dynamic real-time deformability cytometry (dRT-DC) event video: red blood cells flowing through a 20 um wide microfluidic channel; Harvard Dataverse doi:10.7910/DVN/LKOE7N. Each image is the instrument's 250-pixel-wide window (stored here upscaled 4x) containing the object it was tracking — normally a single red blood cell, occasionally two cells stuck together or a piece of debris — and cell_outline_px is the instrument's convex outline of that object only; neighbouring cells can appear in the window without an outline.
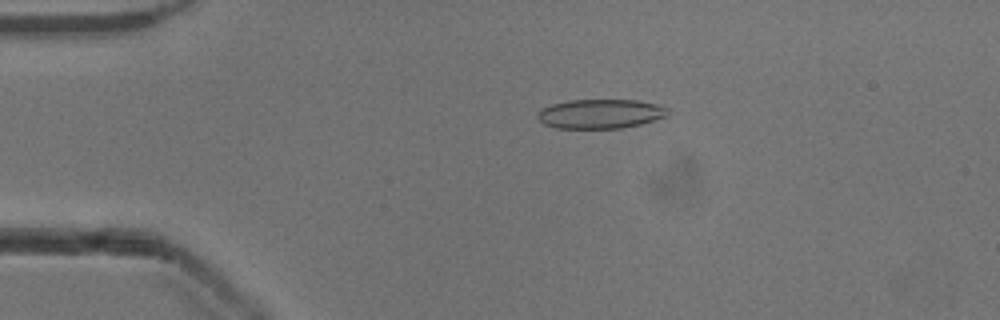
{"species": "common noctule bat (a hibernating species)", "species_latin": "Nyctalus noctula", "temperature_condition": "cold", "stored_images_in_passage": 52, "camera_frame_rate_fps": 3000, "um_per_image_px": 0.085, "animal": {"sex": "male", "body_mass_g": 13.3}, "frame": {"image": 1, "passage_image": 11, "time_ms": 3.333, "image_size_px": [1000, 320], "cell_outline_px": [[668, 116], [640, 124], [620, 128], [556, 128], [544, 124], [536, 116], [536, 112], [552, 104], [568, 100], [636, 100], [656, 104], [668, 108]], "centroid_in_image_um": [51.02, 9.67], "position_along_channel_um": 34.0, "area_um2": 22.2}}
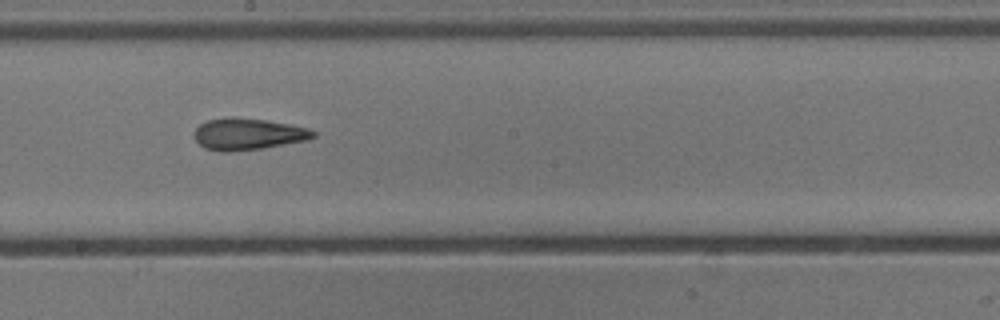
{"frame": {"image": 2, "passage_image": 29, "time_ms": 9.333, "image_size_px": [1000, 320], "cell_outline_px": [[316, 136], [308, 140], [264, 148], [232, 152], [220, 152], [204, 148], [192, 136], [196, 128], [200, 124], [208, 120], [232, 116], [264, 120], [288, 124], [308, 128], [316, 132]], "centroid_in_image_um": [21.06, 11.41], "position_along_channel_um": 227.1, "area_um2": 22.14}}
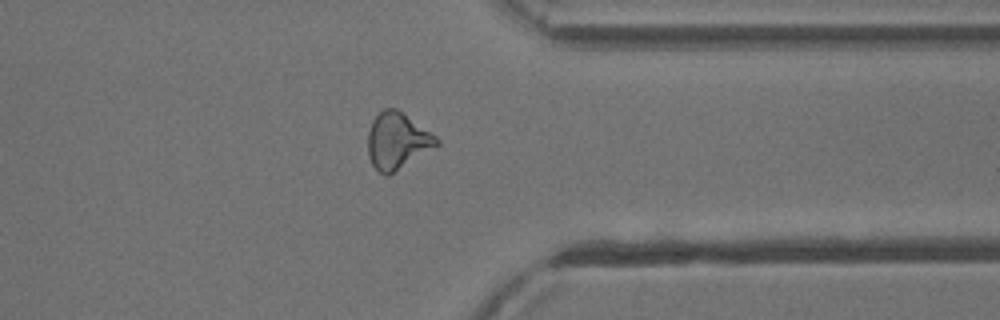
{"frame": {"image": 3, "passage_image": 41, "time_ms": 13.333, "image_size_px": [1000, 320], "cell_outline_px": [[440, 144], [388, 176], [384, 176], [372, 164], [368, 156], [368, 132], [372, 120], [384, 108], [396, 108], [436, 136], [440, 140]], "centroid_in_image_um": [33.75, 11.98], "position_along_channel_um": 377.6, "area_um2": 22.43}, "authors_computed_cell_mechanics": {"area_um2": 22.1952, "velocity_mm_per_s": 3.9196, "shape_relaxation_time_tau1_ms": null, "shape_relaxation_time_tau2_ms": 2.6596, "deformation_change_tau1": null, "deformation_change_tau2": 0.1088}}